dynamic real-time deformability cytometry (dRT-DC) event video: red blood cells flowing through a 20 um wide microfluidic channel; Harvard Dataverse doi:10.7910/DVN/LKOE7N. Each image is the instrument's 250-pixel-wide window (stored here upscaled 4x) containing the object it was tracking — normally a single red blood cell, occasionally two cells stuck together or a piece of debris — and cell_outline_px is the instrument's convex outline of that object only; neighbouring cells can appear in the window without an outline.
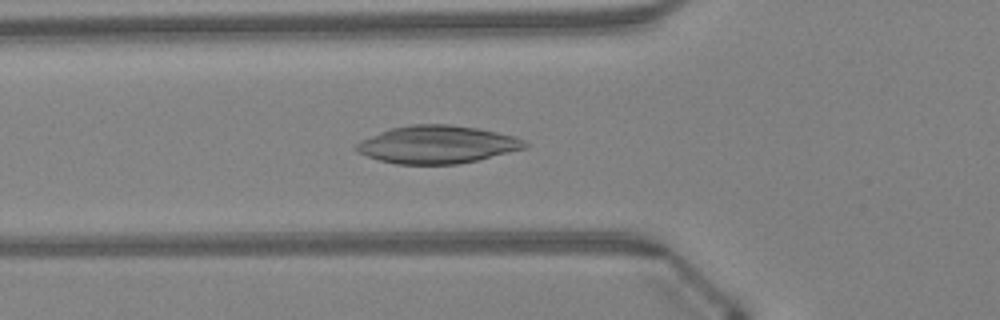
{"species": "Egyptian fruit bat (a non-hibernating species)", "species_latin": "Rousettus aegyptiacus", "temperature_condition": "warm", "stored_images_in_passage": 37, "camera_frame_rate_fps": 3000, "um_per_image_px": 0.085, "animal": {"sex": "female"}, "frame": {"image": 1, "passage_image": 12, "time_ms": 3.667, "image_size_px": [1000, 320], "cell_outline_px": [[528, 144], [524, 148], [476, 160], [456, 164], [396, 164], [380, 160], [368, 156], [352, 148], [360, 140], [380, 132], [392, 128], [408, 124], [452, 124], [476, 128], [496, 132], [512, 136], [524, 140]], "centroid_in_image_um": [37.11, 12.27], "position_along_channel_um": 88.7, "area_um2": 36.7}}
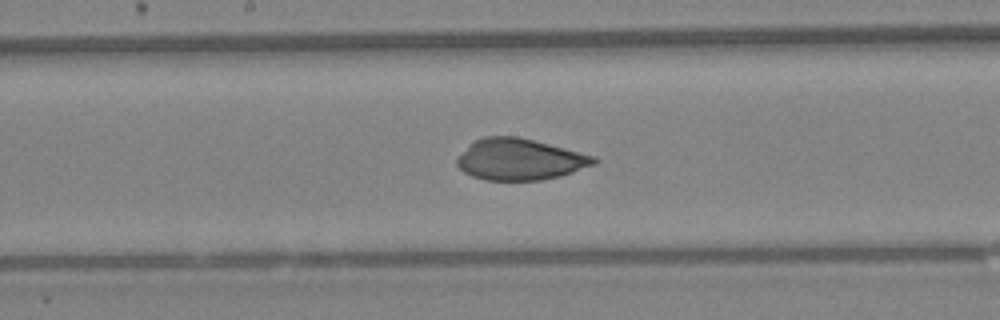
{"frame": {"image": 2, "passage_image": 20, "time_ms": 6.333, "image_size_px": [1000, 320], "cell_outline_px": [[600, 160], [596, 164], [560, 176], [540, 180], [484, 180], [472, 176], [464, 172], [456, 164], [456, 156], [476, 140], [484, 136], [516, 136], [596, 156]], "centroid_in_image_um": [44.18, 13.55], "position_along_channel_um": 204.0, "area_um2": 32.89}}
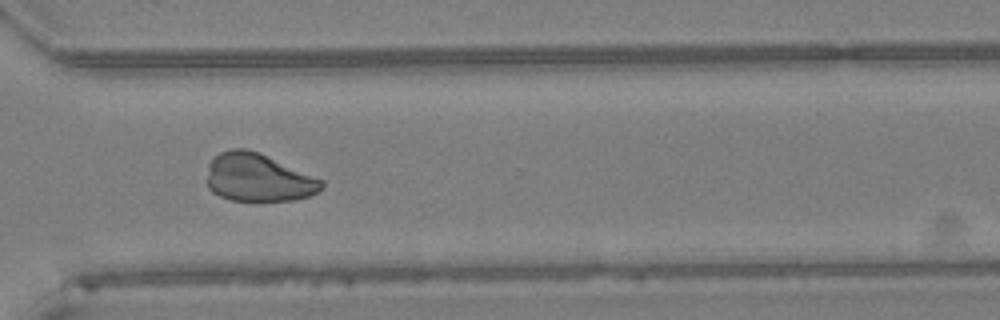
{"frame": {"image": 3, "passage_image": 30, "time_ms": 9.667, "image_size_px": [1000, 320], "cell_outline_px": [[324, 184], [316, 192], [308, 196], [292, 200], [232, 200], [220, 196], [212, 192], [208, 188], [208, 164], [220, 152], [232, 148], [248, 148], [260, 152], [324, 180]], "centroid_in_image_um": [21.94, 15.07], "position_along_channel_um": 348.7, "area_um2": 31.96}}